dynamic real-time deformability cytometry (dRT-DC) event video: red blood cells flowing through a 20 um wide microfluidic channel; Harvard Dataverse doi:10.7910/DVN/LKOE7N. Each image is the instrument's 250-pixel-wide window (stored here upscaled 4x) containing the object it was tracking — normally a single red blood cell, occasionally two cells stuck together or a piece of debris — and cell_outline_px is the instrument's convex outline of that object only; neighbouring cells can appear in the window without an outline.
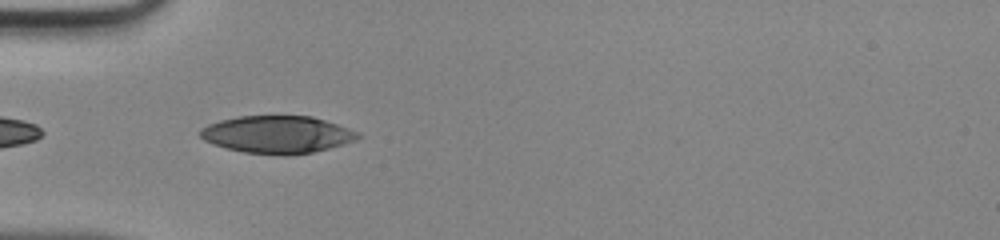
{"species": "human", "species_latin": "Homo sapiens", "temperature_condition": "room temperature", "stored_images_in_passage": 17, "camera_frame_rate_fps": 3000, "um_per_image_px": 0.085, "donor": {"sex": "male"}, "frame": {"image": 1, "passage_image": 2, "time_ms": 0.333, "image_size_px": [1000, 240], "cell_outline_px": [[360, 136], [356, 140], [328, 148], [312, 152], [284, 156], [244, 152], [212, 144], [204, 140], [200, 136], [200, 128], [208, 124], [220, 120], [240, 116], [312, 116], [360, 132]], "centroid_in_image_um": [23.55, 11.43], "position_along_channel_um": 61.5, "area_um2": 34.28}}
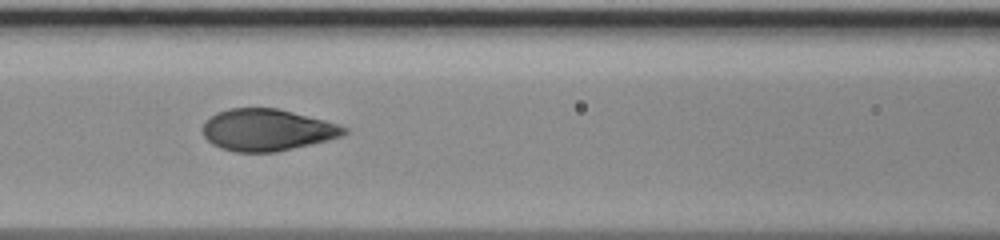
{"frame": {"image": 2, "passage_image": 8, "time_ms": 2.333, "image_size_px": [1000, 240], "cell_outline_px": [[348, 132], [344, 136], [328, 140], [276, 152], [236, 152], [220, 148], [212, 144], [204, 136], [204, 120], [216, 112], [228, 108], [276, 108], [324, 120], [348, 128]], "centroid_in_image_um": [22.69, 11.04], "position_along_channel_um": 143.9, "area_um2": 34.39}}
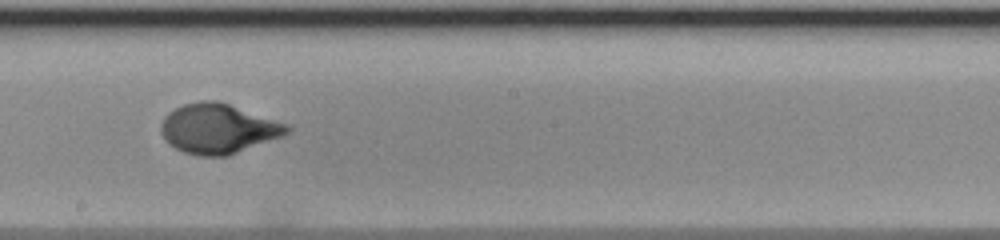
{"frame": {"image": 3, "passage_image": 14, "time_ms": 4.333, "image_size_px": [1000, 240], "cell_outline_px": [[292, 128], [284, 136], [228, 156], [200, 156], [184, 152], [176, 148], [160, 132], [160, 124], [164, 116], [168, 112], [184, 104], [200, 100], [216, 100], [292, 124]], "centroid_in_image_um": [18.61, 10.93], "position_along_channel_um": 229.6, "area_um2": 36.82}}